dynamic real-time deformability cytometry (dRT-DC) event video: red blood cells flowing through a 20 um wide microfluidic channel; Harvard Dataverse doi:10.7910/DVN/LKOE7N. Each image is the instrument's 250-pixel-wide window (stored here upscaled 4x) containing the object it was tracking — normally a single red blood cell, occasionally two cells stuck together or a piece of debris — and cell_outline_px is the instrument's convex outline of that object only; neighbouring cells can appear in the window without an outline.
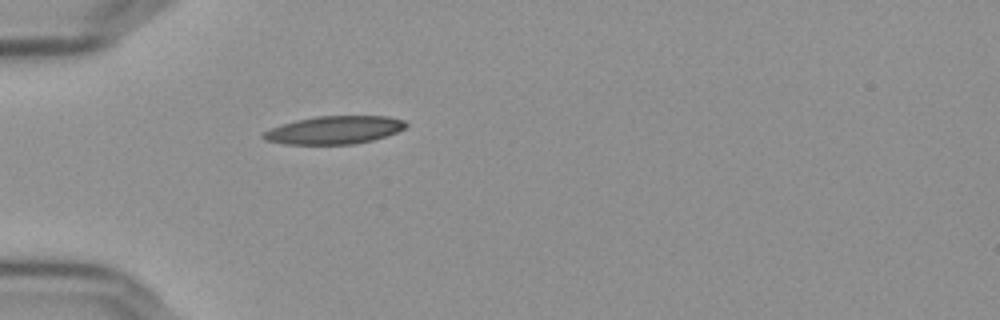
{"species": "Egyptian fruit bat (a non-hibernating species)", "species_latin": "Rousettus aegyptiacus", "temperature_condition": "cold", "stored_images_in_passage": 33, "camera_frame_rate_fps": 3000, "um_per_image_px": 0.085, "frame": {"image": 1, "passage_image": 1, "time_ms": 0.0, "image_size_px": [1000, 320], "cell_outline_px": [[408, 124], [404, 128], [396, 132], [372, 140], [352, 144], [284, 144], [264, 140], [260, 136], [260, 132], [280, 124], [296, 120], [316, 116], [388, 116], [404, 120]], "centroid_in_image_um": [28.34, 11.05], "position_along_channel_um": 56.7, "area_um2": 23.35}}
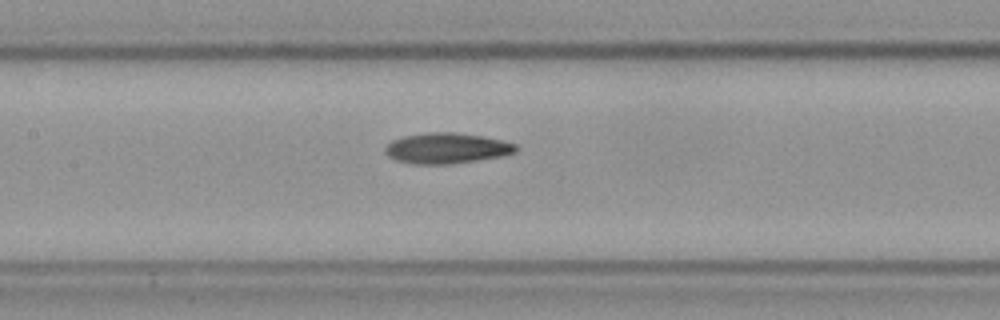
{"frame": {"image": 2, "passage_image": 11, "time_ms": 3.333, "image_size_px": [1000, 320], "cell_outline_px": [[516, 152], [500, 156], [444, 164], [412, 164], [396, 160], [388, 156], [384, 148], [392, 140], [404, 136], [428, 132], [456, 132], [484, 136], [504, 140], [516, 144]], "centroid_in_image_um": [37.95, 12.58], "position_along_channel_um": 169.5, "area_um2": 23.12}}
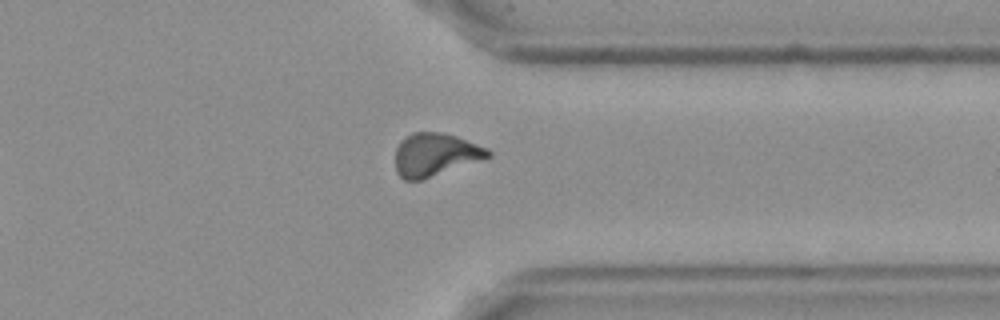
{"frame": {"image": 3, "passage_image": 28, "time_ms": 9.0, "image_size_px": [1000, 320], "cell_outline_px": [[492, 156], [420, 180], [404, 180], [396, 172], [396, 148], [400, 140], [412, 132], [444, 132], [456, 136], [488, 148], [492, 152]], "centroid_in_image_um": [36.98, 13.12], "position_along_channel_um": 374.4, "area_um2": 23.12}, "authors_computed_cell_mechanics": {"area_um2": 22.8888, "velocity_mm_per_s": 3.648, "shape_relaxation_time_tau1_ms": null, "shape_relaxation_time_tau2_ms": 4.9075, "deformation_change_tau1": null, "deformation_change_tau2": 0.1101}}